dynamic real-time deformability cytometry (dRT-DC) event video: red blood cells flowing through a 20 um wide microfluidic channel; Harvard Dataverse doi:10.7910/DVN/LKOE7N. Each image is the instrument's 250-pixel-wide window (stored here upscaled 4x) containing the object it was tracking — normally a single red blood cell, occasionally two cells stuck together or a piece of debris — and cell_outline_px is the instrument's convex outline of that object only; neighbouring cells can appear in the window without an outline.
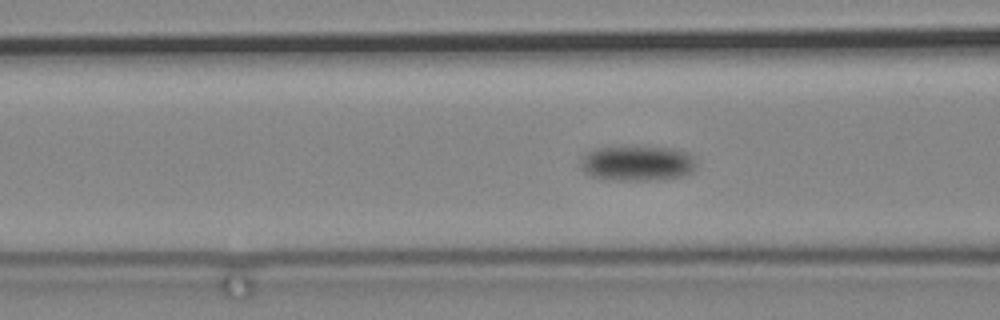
{"species": "common noctule bat (a hibernating species)", "species_latin": "Nyctalus noctula", "temperature_condition": "cold", "stored_images_in_passage": 84, "camera_frame_rate_fps": 3000, "um_per_image_px": 0.085, "animal": {"sex": "male", "body_mass_g": 19.2, "forearm_length_mm": 51.8}, "frame": {"image": 1, "passage_image": 32, "time_ms": 10.333, "image_size_px": [1000, 320], "cell_outline_px": [[696, 168], [692, 172], [680, 176], [648, 180], [608, 180], [592, 176], [584, 172], [580, 168], [580, 160], [588, 152], [596, 148], [676, 148], [688, 152], [692, 156], [696, 164]], "centroid_in_image_um": [54.16, 13.89], "position_along_channel_um": 112.4, "area_um2": 23.41}}
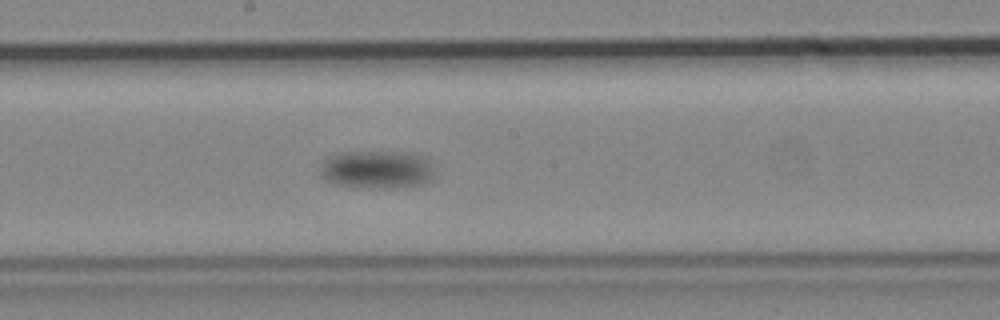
{"frame": {"image": 2, "passage_image": 45, "time_ms": 14.667, "image_size_px": [1000, 320], "cell_outline_px": [[432, 176], [428, 180], [420, 184], [392, 188], [372, 188], [332, 184], [324, 180], [320, 176], [320, 168], [324, 160], [328, 156], [336, 152], [404, 152], [420, 156], [428, 160]], "centroid_in_image_um": [31.91, 14.41], "position_along_channel_um": 216.3, "area_um2": 25.2}}
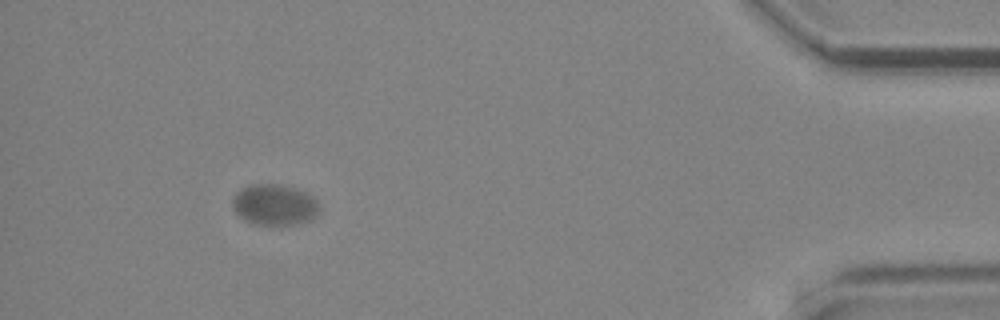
{"frame": {"image": 3, "passage_image": 77, "time_ms": 25.333, "image_size_px": [1000, 320], "cell_outline_px": [[316, 212], [308, 220], [296, 224], [252, 224], [244, 220], [236, 212], [232, 204], [232, 200], [236, 192], [240, 188], [248, 184], [280, 184], [296, 188], [312, 196], [316, 200]], "centroid_in_image_um": [23.25, 17.38], "position_along_channel_um": 412.0, "area_um2": 20.4}}